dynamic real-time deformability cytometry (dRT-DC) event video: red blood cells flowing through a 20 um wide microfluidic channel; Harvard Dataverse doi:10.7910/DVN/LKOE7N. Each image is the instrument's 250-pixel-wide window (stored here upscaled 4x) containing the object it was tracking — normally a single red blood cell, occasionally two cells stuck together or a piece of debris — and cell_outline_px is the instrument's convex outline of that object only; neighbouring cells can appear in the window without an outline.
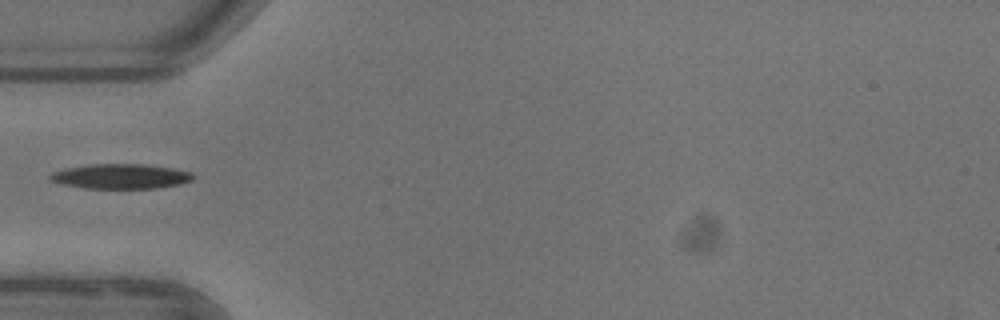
{"species": "common noctule bat (a hibernating species)", "species_latin": "Nyctalus noctula", "temperature_condition": "warm", "stored_images_in_passage": 3, "camera_frame_rate_fps": 3000, "um_per_image_px": 0.085, "animal": {"sex": "female"}, "frame": {"image": 1, "passage_image": 1, "time_ms": 0.0, "image_size_px": [1000, 320], "cell_outline_px": [[196, 176], [192, 180], [180, 184], [156, 188], [84, 188], [64, 184], [48, 180], [48, 176], [52, 172], [64, 168], [88, 164], [148, 164], [172, 168], [192, 172]], "centroid_in_image_um": [10.26, 14.98], "position_along_channel_um": 74.7, "area_um2": 20.87}}